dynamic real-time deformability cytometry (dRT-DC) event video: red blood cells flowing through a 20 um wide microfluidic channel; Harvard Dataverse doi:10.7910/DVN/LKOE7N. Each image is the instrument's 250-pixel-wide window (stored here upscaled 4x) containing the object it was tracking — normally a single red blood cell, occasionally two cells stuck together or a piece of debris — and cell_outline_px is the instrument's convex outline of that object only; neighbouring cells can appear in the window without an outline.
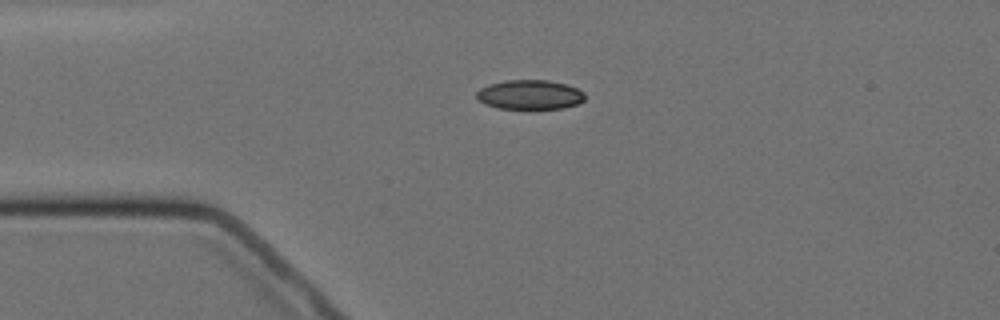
{"species": "Egyptian fruit bat (a non-hibernating species)", "species_latin": "Rousettus aegyptiacus", "temperature_condition": "cold", "stored_images_in_passage": 4, "camera_frame_rate_fps": 3000, "um_per_image_px": 0.085, "animal": {"sex": "female"}, "frame": {"image": 1, "passage_image": 3, "time_ms": 2.333, "image_size_px": [1000, 320], "cell_outline_px": [[584, 100], [580, 104], [564, 108], [500, 108], [484, 104], [476, 96], [476, 92], [480, 88], [488, 84], [504, 80], [548, 80], [564, 84], [576, 88], [584, 92]], "centroid_in_image_um": [45.03, 8.04], "position_along_channel_um": 40.0, "area_um2": 18.55}}